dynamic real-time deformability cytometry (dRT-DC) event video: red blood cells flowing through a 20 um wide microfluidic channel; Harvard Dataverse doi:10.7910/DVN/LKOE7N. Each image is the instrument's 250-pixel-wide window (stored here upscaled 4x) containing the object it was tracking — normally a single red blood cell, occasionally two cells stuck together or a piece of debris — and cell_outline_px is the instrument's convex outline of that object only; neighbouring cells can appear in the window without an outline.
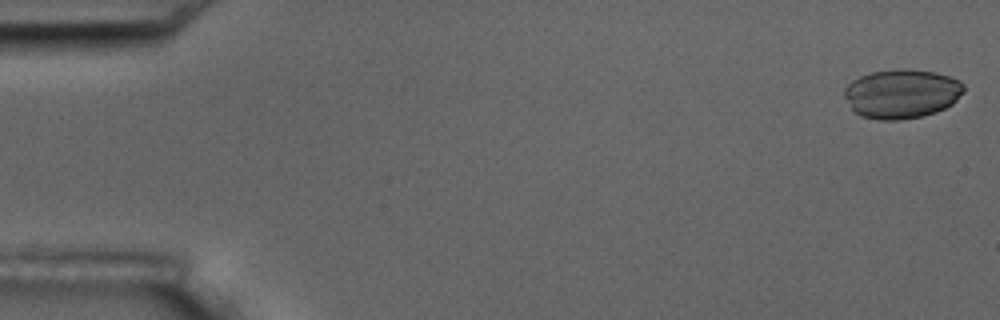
{"species": "common noctule bat (a hibernating species)", "species_latin": "Nyctalus noctula", "temperature_condition": "room temperature", "stored_images_in_passage": 10, "camera_frame_rate_fps": 3000, "um_per_image_px": 0.085, "animal": {"sex": "male", "body_mass_g": 17.5, "forearm_length_mm": 52.3}, "frame": {"image": 1, "passage_image": 1, "time_ms": 0.0, "image_size_px": [1000, 320], "cell_outline_px": [[964, 92], [952, 104], [936, 112], [924, 116], [900, 120], [876, 120], [860, 116], [852, 108], [844, 96], [844, 88], [852, 80], [860, 76], [872, 72], [896, 68], [904, 68], [932, 72], [948, 76], [960, 80], [964, 84]], "centroid_in_image_um": [76.64, 7.97], "position_along_channel_um": 8.4, "area_um2": 34.45}}